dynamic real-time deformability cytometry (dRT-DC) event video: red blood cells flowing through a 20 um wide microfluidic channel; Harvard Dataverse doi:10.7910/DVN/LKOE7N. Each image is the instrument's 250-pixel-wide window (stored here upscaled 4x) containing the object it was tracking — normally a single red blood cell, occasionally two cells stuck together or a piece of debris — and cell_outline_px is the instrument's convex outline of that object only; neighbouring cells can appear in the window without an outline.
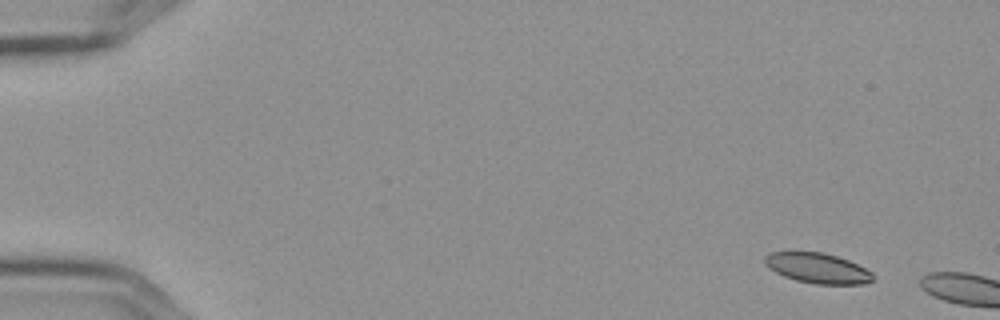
{"species": "Egyptian fruit bat (a non-hibernating species)", "species_latin": "Rousettus aegyptiacus", "temperature_condition": "cold", "stored_images_in_passage": 2, "camera_frame_rate_fps": 3000, "um_per_image_px": 0.085, "frame": {"image": 1, "passage_image": 1, "time_ms": 0.0, "image_size_px": [1000, 320], "cell_outline_px": [[872, 280], [864, 284], [816, 284], [796, 280], [784, 276], [768, 268], [764, 264], [764, 256], [768, 252], [824, 252], [848, 260], [872, 272]], "centroid_in_image_um": [69.45, 22.78], "position_along_channel_um": 15.6, "area_um2": 18.96}}